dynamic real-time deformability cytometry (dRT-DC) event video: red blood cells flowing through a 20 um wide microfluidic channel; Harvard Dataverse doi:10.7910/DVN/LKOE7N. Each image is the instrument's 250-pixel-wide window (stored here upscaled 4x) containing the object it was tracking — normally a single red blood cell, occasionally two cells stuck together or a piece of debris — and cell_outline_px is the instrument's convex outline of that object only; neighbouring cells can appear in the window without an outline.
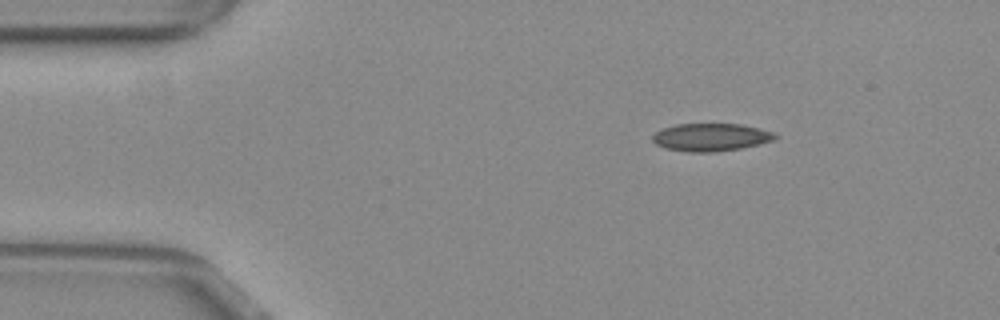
{"species": "common noctule bat (a hibernating species)", "species_latin": "Nyctalus noctula", "temperature_condition": "warm", "stored_images_in_passage": 13, "camera_frame_rate_fps": 3000, "um_per_image_px": 0.085, "animal": {"sex": "female", "body_mass_g": 29.2, "forearm_length_mm": 56.3}, "frame": {"image": 1, "passage_image": 1, "time_ms": 0.0, "image_size_px": [1000, 320], "cell_outline_px": [[780, 136], [772, 140], [740, 148], [712, 152], [688, 152], [668, 148], [656, 144], [652, 140], [652, 136], [656, 132], [664, 128], [676, 124], [740, 124], [760, 128], [772, 132]], "centroid_in_image_um": [60.42, 11.65], "position_along_channel_um": 24.6, "area_um2": 19.54}}
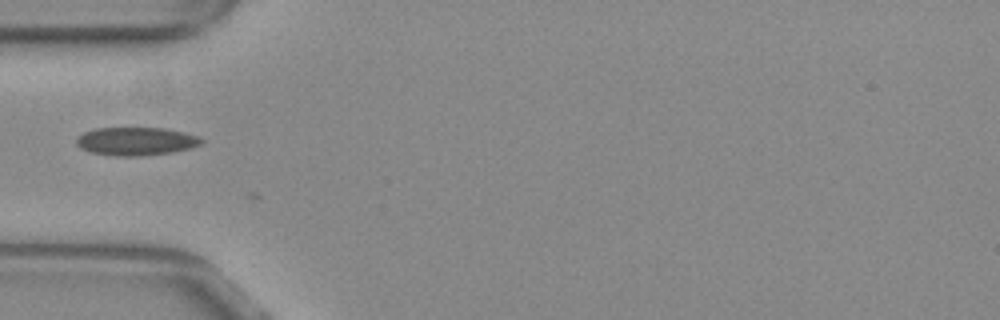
{"frame": {"image": 2, "passage_image": 10, "time_ms": 3.0, "image_size_px": [1000, 320], "cell_outline_px": [[204, 140], [200, 144], [188, 148], [172, 152], [140, 156], [112, 156], [92, 152], [80, 148], [76, 144], [76, 136], [84, 132], [96, 128], [164, 128], [196, 136]], "centroid_in_image_um": [11.49, 12.01], "position_along_channel_um": 73.5, "area_um2": 20.35}}